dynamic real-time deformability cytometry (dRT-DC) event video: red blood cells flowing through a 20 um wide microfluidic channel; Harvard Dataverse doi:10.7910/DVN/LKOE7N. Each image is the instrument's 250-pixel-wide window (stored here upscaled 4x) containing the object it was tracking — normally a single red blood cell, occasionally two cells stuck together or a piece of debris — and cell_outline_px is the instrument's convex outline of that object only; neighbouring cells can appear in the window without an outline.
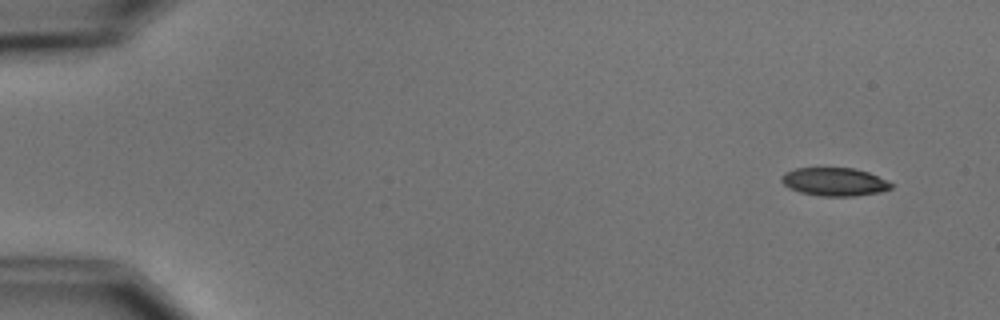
{"species": "common noctule bat (a hibernating species)", "species_latin": "Nyctalus noctula", "temperature_condition": "cold", "stored_images_in_passage": 4, "camera_frame_rate_fps": 3000, "um_per_image_px": 0.085, "animal": {"sex": "male", "body_mass_g": 15.6}, "frame": {"image": 1, "passage_image": 1, "time_ms": 0.0, "image_size_px": [1000, 320], "cell_outline_px": [[892, 188], [880, 192], [852, 196], [820, 196], [800, 192], [788, 188], [780, 180], [780, 176], [784, 172], [796, 168], [852, 168], [868, 172], [892, 184]], "centroid_in_image_um": [70.86, 15.45], "position_along_channel_um": 14.1, "area_um2": 17.92}}